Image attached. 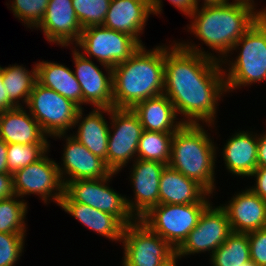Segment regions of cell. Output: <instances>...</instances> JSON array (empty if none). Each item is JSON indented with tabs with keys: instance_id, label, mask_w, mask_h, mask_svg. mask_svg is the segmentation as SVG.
I'll return each instance as SVG.
<instances>
[{
	"instance_id": "cell-1",
	"label": "cell",
	"mask_w": 266,
	"mask_h": 266,
	"mask_svg": "<svg viewBox=\"0 0 266 266\" xmlns=\"http://www.w3.org/2000/svg\"><path fill=\"white\" fill-rule=\"evenodd\" d=\"M199 47L191 41L165 44L163 94L173 103L177 115L184 116L180 119L184 124L215 127L218 101L227 94L223 64L215 53Z\"/></svg>"
},
{
	"instance_id": "cell-44",
	"label": "cell",
	"mask_w": 266,
	"mask_h": 266,
	"mask_svg": "<svg viewBox=\"0 0 266 266\" xmlns=\"http://www.w3.org/2000/svg\"><path fill=\"white\" fill-rule=\"evenodd\" d=\"M177 261H178V258L175 257L171 262H169L168 264H166L164 266H177V264H176V263H178Z\"/></svg>"
},
{
	"instance_id": "cell-8",
	"label": "cell",
	"mask_w": 266,
	"mask_h": 266,
	"mask_svg": "<svg viewBox=\"0 0 266 266\" xmlns=\"http://www.w3.org/2000/svg\"><path fill=\"white\" fill-rule=\"evenodd\" d=\"M122 266H164L176 257L175 249L139 219L124 227Z\"/></svg>"
},
{
	"instance_id": "cell-36",
	"label": "cell",
	"mask_w": 266,
	"mask_h": 266,
	"mask_svg": "<svg viewBox=\"0 0 266 266\" xmlns=\"http://www.w3.org/2000/svg\"><path fill=\"white\" fill-rule=\"evenodd\" d=\"M249 177L256 181L249 189L266 201V167H257Z\"/></svg>"
},
{
	"instance_id": "cell-19",
	"label": "cell",
	"mask_w": 266,
	"mask_h": 266,
	"mask_svg": "<svg viewBox=\"0 0 266 266\" xmlns=\"http://www.w3.org/2000/svg\"><path fill=\"white\" fill-rule=\"evenodd\" d=\"M227 204H220L226 211L232 232L249 233L266 227V201L246 187L234 194Z\"/></svg>"
},
{
	"instance_id": "cell-27",
	"label": "cell",
	"mask_w": 266,
	"mask_h": 266,
	"mask_svg": "<svg viewBox=\"0 0 266 266\" xmlns=\"http://www.w3.org/2000/svg\"><path fill=\"white\" fill-rule=\"evenodd\" d=\"M24 65L14 64L2 67L3 85L7 91L9 99L17 106L27 105L29 95L37 82L36 63L31 71ZM22 101V102H21ZM23 104H21V103Z\"/></svg>"
},
{
	"instance_id": "cell-33",
	"label": "cell",
	"mask_w": 266,
	"mask_h": 266,
	"mask_svg": "<svg viewBox=\"0 0 266 266\" xmlns=\"http://www.w3.org/2000/svg\"><path fill=\"white\" fill-rule=\"evenodd\" d=\"M49 0H12L10 9L18 20L30 29L36 28L42 21ZM32 27V28H31Z\"/></svg>"
},
{
	"instance_id": "cell-25",
	"label": "cell",
	"mask_w": 266,
	"mask_h": 266,
	"mask_svg": "<svg viewBox=\"0 0 266 266\" xmlns=\"http://www.w3.org/2000/svg\"><path fill=\"white\" fill-rule=\"evenodd\" d=\"M132 110L138 116L143 130L175 133L184 124L177 118L174 105L165 94L143 100Z\"/></svg>"
},
{
	"instance_id": "cell-14",
	"label": "cell",
	"mask_w": 266,
	"mask_h": 266,
	"mask_svg": "<svg viewBox=\"0 0 266 266\" xmlns=\"http://www.w3.org/2000/svg\"><path fill=\"white\" fill-rule=\"evenodd\" d=\"M72 48L75 65L73 72L81 87L83 104H90L94 108H113L112 68L105 67L106 73H103L92 59L84 57L75 47Z\"/></svg>"
},
{
	"instance_id": "cell-21",
	"label": "cell",
	"mask_w": 266,
	"mask_h": 266,
	"mask_svg": "<svg viewBox=\"0 0 266 266\" xmlns=\"http://www.w3.org/2000/svg\"><path fill=\"white\" fill-rule=\"evenodd\" d=\"M258 134L253 131H239L232 134L222 148L227 172L232 175L249 177L257 166Z\"/></svg>"
},
{
	"instance_id": "cell-18",
	"label": "cell",
	"mask_w": 266,
	"mask_h": 266,
	"mask_svg": "<svg viewBox=\"0 0 266 266\" xmlns=\"http://www.w3.org/2000/svg\"><path fill=\"white\" fill-rule=\"evenodd\" d=\"M35 29L42 31L48 42L61 47L75 45L83 30L72 0H49L45 15Z\"/></svg>"
},
{
	"instance_id": "cell-15",
	"label": "cell",
	"mask_w": 266,
	"mask_h": 266,
	"mask_svg": "<svg viewBox=\"0 0 266 266\" xmlns=\"http://www.w3.org/2000/svg\"><path fill=\"white\" fill-rule=\"evenodd\" d=\"M162 4V0H111L103 27L126 33L144 45L140 36L146 22L150 14L163 12Z\"/></svg>"
},
{
	"instance_id": "cell-43",
	"label": "cell",
	"mask_w": 266,
	"mask_h": 266,
	"mask_svg": "<svg viewBox=\"0 0 266 266\" xmlns=\"http://www.w3.org/2000/svg\"><path fill=\"white\" fill-rule=\"evenodd\" d=\"M201 0H194V4L196 6V8H199L200 6L201 7H207V6H218V5H221L223 3H226L227 0H202V4L199 5V2Z\"/></svg>"
},
{
	"instance_id": "cell-37",
	"label": "cell",
	"mask_w": 266,
	"mask_h": 266,
	"mask_svg": "<svg viewBox=\"0 0 266 266\" xmlns=\"http://www.w3.org/2000/svg\"><path fill=\"white\" fill-rule=\"evenodd\" d=\"M12 173H0V200L15 197Z\"/></svg>"
},
{
	"instance_id": "cell-16",
	"label": "cell",
	"mask_w": 266,
	"mask_h": 266,
	"mask_svg": "<svg viewBox=\"0 0 266 266\" xmlns=\"http://www.w3.org/2000/svg\"><path fill=\"white\" fill-rule=\"evenodd\" d=\"M166 164L136 158L130 168L131 183L135 194L130 200L125 197L127 207L135 219H140L151 208L159 204L160 176ZM134 199V200H133Z\"/></svg>"
},
{
	"instance_id": "cell-28",
	"label": "cell",
	"mask_w": 266,
	"mask_h": 266,
	"mask_svg": "<svg viewBox=\"0 0 266 266\" xmlns=\"http://www.w3.org/2000/svg\"><path fill=\"white\" fill-rule=\"evenodd\" d=\"M250 260L248 233L235 232L228 236L209 259L212 266H241Z\"/></svg>"
},
{
	"instance_id": "cell-5",
	"label": "cell",
	"mask_w": 266,
	"mask_h": 266,
	"mask_svg": "<svg viewBox=\"0 0 266 266\" xmlns=\"http://www.w3.org/2000/svg\"><path fill=\"white\" fill-rule=\"evenodd\" d=\"M234 50L240 52L235 60L225 58L221 61L228 66L223 65L228 93L243 86L266 81V17L256 20L235 43L232 52Z\"/></svg>"
},
{
	"instance_id": "cell-35",
	"label": "cell",
	"mask_w": 266,
	"mask_h": 266,
	"mask_svg": "<svg viewBox=\"0 0 266 266\" xmlns=\"http://www.w3.org/2000/svg\"><path fill=\"white\" fill-rule=\"evenodd\" d=\"M250 259L257 266H266V227L248 233Z\"/></svg>"
},
{
	"instance_id": "cell-38",
	"label": "cell",
	"mask_w": 266,
	"mask_h": 266,
	"mask_svg": "<svg viewBox=\"0 0 266 266\" xmlns=\"http://www.w3.org/2000/svg\"><path fill=\"white\" fill-rule=\"evenodd\" d=\"M16 107L17 106L9 99L7 91L3 85L2 67L0 66V113Z\"/></svg>"
},
{
	"instance_id": "cell-17",
	"label": "cell",
	"mask_w": 266,
	"mask_h": 266,
	"mask_svg": "<svg viewBox=\"0 0 266 266\" xmlns=\"http://www.w3.org/2000/svg\"><path fill=\"white\" fill-rule=\"evenodd\" d=\"M52 137L66 140L61 158L63 164L58 163L63 184L74 180L105 178L111 173L103 159L91 153L72 135L57 134Z\"/></svg>"
},
{
	"instance_id": "cell-26",
	"label": "cell",
	"mask_w": 266,
	"mask_h": 266,
	"mask_svg": "<svg viewBox=\"0 0 266 266\" xmlns=\"http://www.w3.org/2000/svg\"><path fill=\"white\" fill-rule=\"evenodd\" d=\"M36 67L37 82L39 84L56 91L82 109L81 87L74 72L69 67L51 61H39V63H36Z\"/></svg>"
},
{
	"instance_id": "cell-41",
	"label": "cell",
	"mask_w": 266,
	"mask_h": 266,
	"mask_svg": "<svg viewBox=\"0 0 266 266\" xmlns=\"http://www.w3.org/2000/svg\"><path fill=\"white\" fill-rule=\"evenodd\" d=\"M229 2V0H227ZM231 3H235L237 5H242L250 8L254 13H256L259 17H266V7L262 10L258 11L257 5L254 0H234ZM257 9V10H256Z\"/></svg>"
},
{
	"instance_id": "cell-20",
	"label": "cell",
	"mask_w": 266,
	"mask_h": 266,
	"mask_svg": "<svg viewBox=\"0 0 266 266\" xmlns=\"http://www.w3.org/2000/svg\"><path fill=\"white\" fill-rule=\"evenodd\" d=\"M24 108L0 113V139L7 144L50 145L39 123Z\"/></svg>"
},
{
	"instance_id": "cell-40",
	"label": "cell",
	"mask_w": 266,
	"mask_h": 266,
	"mask_svg": "<svg viewBox=\"0 0 266 266\" xmlns=\"http://www.w3.org/2000/svg\"><path fill=\"white\" fill-rule=\"evenodd\" d=\"M257 166L266 167V131L258 134Z\"/></svg>"
},
{
	"instance_id": "cell-7",
	"label": "cell",
	"mask_w": 266,
	"mask_h": 266,
	"mask_svg": "<svg viewBox=\"0 0 266 266\" xmlns=\"http://www.w3.org/2000/svg\"><path fill=\"white\" fill-rule=\"evenodd\" d=\"M26 107L48 137L72 130L81 109L73 101L38 82L34 84Z\"/></svg>"
},
{
	"instance_id": "cell-4",
	"label": "cell",
	"mask_w": 266,
	"mask_h": 266,
	"mask_svg": "<svg viewBox=\"0 0 266 266\" xmlns=\"http://www.w3.org/2000/svg\"><path fill=\"white\" fill-rule=\"evenodd\" d=\"M201 124H183L173 135L169 166L213 195L217 148Z\"/></svg>"
},
{
	"instance_id": "cell-31",
	"label": "cell",
	"mask_w": 266,
	"mask_h": 266,
	"mask_svg": "<svg viewBox=\"0 0 266 266\" xmlns=\"http://www.w3.org/2000/svg\"><path fill=\"white\" fill-rule=\"evenodd\" d=\"M50 145L7 144V164L9 173L34 163L50 152Z\"/></svg>"
},
{
	"instance_id": "cell-10",
	"label": "cell",
	"mask_w": 266,
	"mask_h": 266,
	"mask_svg": "<svg viewBox=\"0 0 266 266\" xmlns=\"http://www.w3.org/2000/svg\"><path fill=\"white\" fill-rule=\"evenodd\" d=\"M109 117L107 167L118 174L137 158L143 127L132 109L110 108Z\"/></svg>"
},
{
	"instance_id": "cell-45",
	"label": "cell",
	"mask_w": 266,
	"mask_h": 266,
	"mask_svg": "<svg viewBox=\"0 0 266 266\" xmlns=\"http://www.w3.org/2000/svg\"><path fill=\"white\" fill-rule=\"evenodd\" d=\"M241 266H257L252 260L243 263Z\"/></svg>"
},
{
	"instance_id": "cell-24",
	"label": "cell",
	"mask_w": 266,
	"mask_h": 266,
	"mask_svg": "<svg viewBox=\"0 0 266 266\" xmlns=\"http://www.w3.org/2000/svg\"><path fill=\"white\" fill-rule=\"evenodd\" d=\"M59 206L89 230L97 232V234L108 238L110 241L121 243L125 226L115 216L91 206L74 202L65 193Z\"/></svg>"
},
{
	"instance_id": "cell-9",
	"label": "cell",
	"mask_w": 266,
	"mask_h": 266,
	"mask_svg": "<svg viewBox=\"0 0 266 266\" xmlns=\"http://www.w3.org/2000/svg\"><path fill=\"white\" fill-rule=\"evenodd\" d=\"M77 47L84 57L97 59L102 68H113L130 58L141 44L126 33L103 26H91L82 30L75 44V48ZM79 48L82 49L81 52Z\"/></svg>"
},
{
	"instance_id": "cell-3",
	"label": "cell",
	"mask_w": 266,
	"mask_h": 266,
	"mask_svg": "<svg viewBox=\"0 0 266 266\" xmlns=\"http://www.w3.org/2000/svg\"><path fill=\"white\" fill-rule=\"evenodd\" d=\"M189 18L188 32L191 31L209 49H213L218 54L216 60L221 62L231 56L235 43L259 16L246 6L226 2L218 6L199 7Z\"/></svg>"
},
{
	"instance_id": "cell-11",
	"label": "cell",
	"mask_w": 266,
	"mask_h": 266,
	"mask_svg": "<svg viewBox=\"0 0 266 266\" xmlns=\"http://www.w3.org/2000/svg\"><path fill=\"white\" fill-rule=\"evenodd\" d=\"M117 173L111 172L105 178L74 180L64 184V193L74 202L91 206L102 212L115 216L124 226L136 219L130 213L126 195L119 194L109 186Z\"/></svg>"
},
{
	"instance_id": "cell-12",
	"label": "cell",
	"mask_w": 266,
	"mask_h": 266,
	"mask_svg": "<svg viewBox=\"0 0 266 266\" xmlns=\"http://www.w3.org/2000/svg\"><path fill=\"white\" fill-rule=\"evenodd\" d=\"M16 196L23 198L36 194L44 201L50 200L59 206L64 194V184L59 174L58 162L46 154L38 161L31 163L13 174Z\"/></svg>"
},
{
	"instance_id": "cell-30",
	"label": "cell",
	"mask_w": 266,
	"mask_h": 266,
	"mask_svg": "<svg viewBox=\"0 0 266 266\" xmlns=\"http://www.w3.org/2000/svg\"><path fill=\"white\" fill-rule=\"evenodd\" d=\"M18 196L0 200V232L26 234L28 202Z\"/></svg>"
},
{
	"instance_id": "cell-23",
	"label": "cell",
	"mask_w": 266,
	"mask_h": 266,
	"mask_svg": "<svg viewBox=\"0 0 266 266\" xmlns=\"http://www.w3.org/2000/svg\"><path fill=\"white\" fill-rule=\"evenodd\" d=\"M84 107L79 110L74 127H78L76 134H71L91 153L105 161L107 166V147L109 124L103 114L109 115L110 108H94L89 114H84ZM85 116V117H83Z\"/></svg>"
},
{
	"instance_id": "cell-39",
	"label": "cell",
	"mask_w": 266,
	"mask_h": 266,
	"mask_svg": "<svg viewBox=\"0 0 266 266\" xmlns=\"http://www.w3.org/2000/svg\"><path fill=\"white\" fill-rule=\"evenodd\" d=\"M175 8L180 10L184 15L190 16L197 8L194 0H168Z\"/></svg>"
},
{
	"instance_id": "cell-42",
	"label": "cell",
	"mask_w": 266,
	"mask_h": 266,
	"mask_svg": "<svg viewBox=\"0 0 266 266\" xmlns=\"http://www.w3.org/2000/svg\"><path fill=\"white\" fill-rule=\"evenodd\" d=\"M0 173H9L7 164V143L0 139Z\"/></svg>"
},
{
	"instance_id": "cell-2",
	"label": "cell",
	"mask_w": 266,
	"mask_h": 266,
	"mask_svg": "<svg viewBox=\"0 0 266 266\" xmlns=\"http://www.w3.org/2000/svg\"><path fill=\"white\" fill-rule=\"evenodd\" d=\"M145 44L112 68L113 108L132 109L164 92L165 45L147 50Z\"/></svg>"
},
{
	"instance_id": "cell-22",
	"label": "cell",
	"mask_w": 266,
	"mask_h": 266,
	"mask_svg": "<svg viewBox=\"0 0 266 266\" xmlns=\"http://www.w3.org/2000/svg\"><path fill=\"white\" fill-rule=\"evenodd\" d=\"M211 195L195 180L187 178L169 165L164 167L160 176L159 204L210 202Z\"/></svg>"
},
{
	"instance_id": "cell-32",
	"label": "cell",
	"mask_w": 266,
	"mask_h": 266,
	"mask_svg": "<svg viewBox=\"0 0 266 266\" xmlns=\"http://www.w3.org/2000/svg\"><path fill=\"white\" fill-rule=\"evenodd\" d=\"M111 0H72L76 16L83 29L103 26Z\"/></svg>"
},
{
	"instance_id": "cell-13",
	"label": "cell",
	"mask_w": 266,
	"mask_h": 266,
	"mask_svg": "<svg viewBox=\"0 0 266 266\" xmlns=\"http://www.w3.org/2000/svg\"><path fill=\"white\" fill-rule=\"evenodd\" d=\"M232 233L226 211L211 203L202 213L198 224L176 250L178 259L199 253H212Z\"/></svg>"
},
{
	"instance_id": "cell-6",
	"label": "cell",
	"mask_w": 266,
	"mask_h": 266,
	"mask_svg": "<svg viewBox=\"0 0 266 266\" xmlns=\"http://www.w3.org/2000/svg\"><path fill=\"white\" fill-rule=\"evenodd\" d=\"M211 203L158 204L139 220L176 251L196 227L203 211Z\"/></svg>"
},
{
	"instance_id": "cell-29",
	"label": "cell",
	"mask_w": 266,
	"mask_h": 266,
	"mask_svg": "<svg viewBox=\"0 0 266 266\" xmlns=\"http://www.w3.org/2000/svg\"><path fill=\"white\" fill-rule=\"evenodd\" d=\"M174 133L143 130L139 140L137 158L158 161L168 165L171 156V142Z\"/></svg>"
},
{
	"instance_id": "cell-34",
	"label": "cell",
	"mask_w": 266,
	"mask_h": 266,
	"mask_svg": "<svg viewBox=\"0 0 266 266\" xmlns=\"http://www.w3.org/2000/svg\"><path fill=\"white\" fill-rule=\"evenodd\" d=\"M25 234L0 232V266H15L22 256Z\"/></svg>"
}]
</instances>
